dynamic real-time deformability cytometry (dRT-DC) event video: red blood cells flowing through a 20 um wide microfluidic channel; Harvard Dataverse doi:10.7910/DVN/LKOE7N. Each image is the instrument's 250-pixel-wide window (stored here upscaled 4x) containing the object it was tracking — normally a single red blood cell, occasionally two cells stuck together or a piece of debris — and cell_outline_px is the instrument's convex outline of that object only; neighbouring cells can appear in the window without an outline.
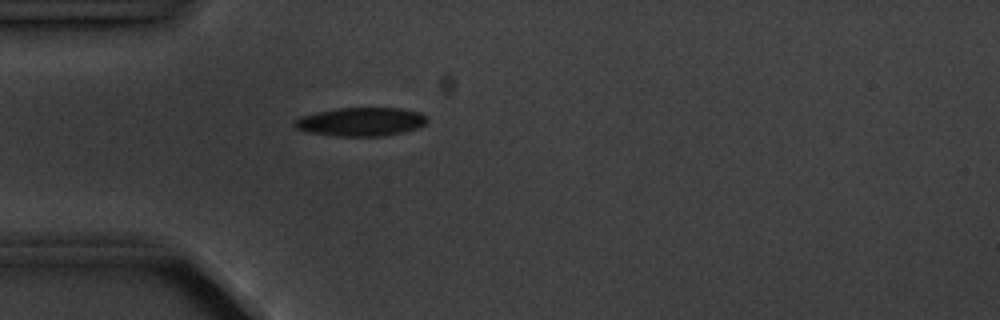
{"species": "common noctule bat (a hibernating species)", "species_latin": "Nyctalus noctula", "temperature_condition": "cold", "stored_images_in_passage": 1, "camera_frame_rate_fps": 3000, "um_per_image_px": 0.085, "animal": {"sex": "male", "body_mass_g": 20.1, "forearm_length_mm": 53.5}, "frame": {"image": 1, "passage_image": 1, "time_ms": 0.0, "image_size_px": [1000, 320], "cell_outline_px": [[428, 120], [424, 124], [416, 128], [384, 136], [336, 136], [308, 132], [296, 128], [292, 124], [292, 120], [300, 116], [316, 112], [336, 108], [400, 108], [420, 112]], "centroid_in_image_um": [30.61, 10.34], "position_along_channel_um": 54.4, "area_um2": 22.08}}